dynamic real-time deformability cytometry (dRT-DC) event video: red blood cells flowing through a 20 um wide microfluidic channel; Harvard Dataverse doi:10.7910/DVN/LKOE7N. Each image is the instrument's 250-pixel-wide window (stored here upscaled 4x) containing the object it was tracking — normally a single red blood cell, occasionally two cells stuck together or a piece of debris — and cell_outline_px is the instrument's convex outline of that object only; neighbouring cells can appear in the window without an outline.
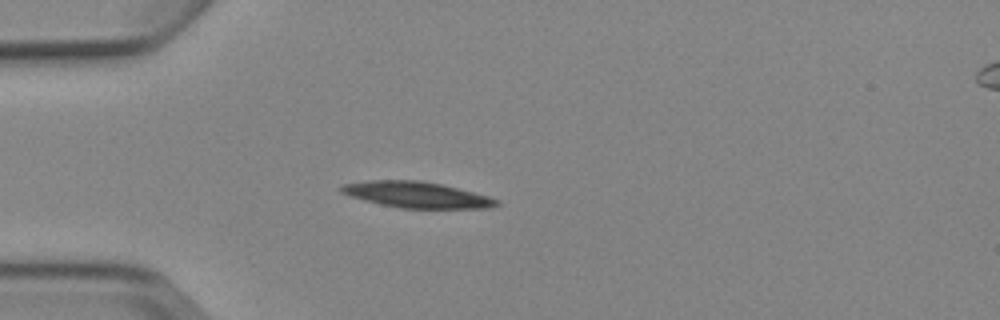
{"species": "Egyptian fruit bat (a non-hibernating species)", "species_latin": "Rousettus aegyptiacus", "temperature_condition": "cold", "stored_images_in_passage": 2, "camera_frame_rate_fps": 3000, "um_per_image_px": 0.085, "animal": {"sex": "female"}, "frame": {"image": 1, "passage_image": 2, "time_ms": 1.0, "image_size_px": [1000, 320], "cell_outline_px": [[500, 204], [492, 208], [400, 208], [380, 204], [364, 200], [340, 192], [340, 188], [344, 184], [368, 180], [416, 180], [440, 184], [488, 196], [500, 200]], "centroid_in_image_um": [35.43, 16.56], "position_along_channel_um": 49.6, "area_um2": 23.29}}